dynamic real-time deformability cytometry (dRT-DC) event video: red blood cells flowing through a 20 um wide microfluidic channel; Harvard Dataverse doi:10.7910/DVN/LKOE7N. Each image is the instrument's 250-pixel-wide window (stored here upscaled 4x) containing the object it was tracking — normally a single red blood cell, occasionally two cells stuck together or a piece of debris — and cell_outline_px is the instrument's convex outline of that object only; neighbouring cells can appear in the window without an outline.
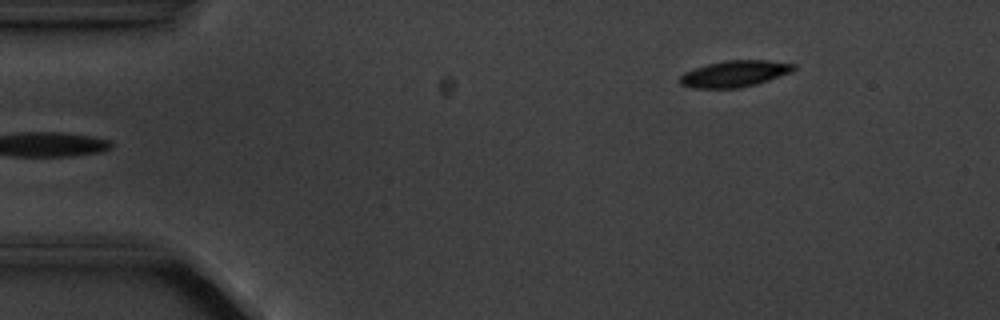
{"species": "common noctule bat (a hibernating species)", "species_latin": "Nyctalus noctula", "temperature_condition": "cold", "stored_images_in_passage": 5, "camera_frame_rate_fps": 3000, "um_per_image_px": 0.085, "animal": {"sex": "male", "body_mass_g": 20.1, "forearm_length_mm": 53.5}, "frame": {"image": 1, "passage_image": 5, "time_ms": 5.667, "image_size_px": [1000, 320], "cell_outline_px": [[796, 68], [792, 72], [756, 84], [740, 88], [692, 88], [680, 84], [676, 80], [684, 72], [708, 64], [728, 60], [768, 60], [796, 64]], "centroid_in_image_um": [62.43, 6.27], "position_along_channel_um": 22.6, "area_um2": 17.57}}